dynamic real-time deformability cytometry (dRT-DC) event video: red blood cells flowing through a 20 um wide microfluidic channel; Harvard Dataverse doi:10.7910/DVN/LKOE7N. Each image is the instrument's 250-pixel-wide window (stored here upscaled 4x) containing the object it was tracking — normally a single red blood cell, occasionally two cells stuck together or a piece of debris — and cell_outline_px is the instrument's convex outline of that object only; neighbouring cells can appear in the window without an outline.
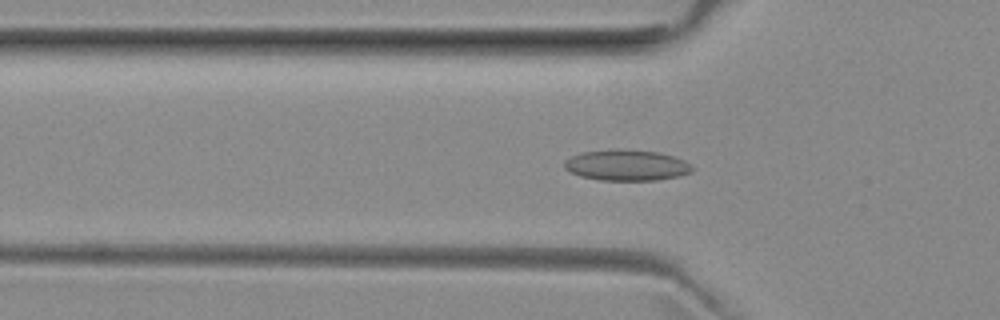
{"species": "common noctule bat (a hibernating species)", "species_latin": "Nyctalus noctula", "temperature_condition": "room temperature", "stored_images_in_passage": 25, "camera_frame_rate_fps": 3000, "um_per_image_px": 0.085, "animal": {"sex": "female", "body_mass_g": 29.2, "forearm_length_mm": 56.3}, "frame": {"image": 1, "passage_image": 16, "time_ms": 5.0, "image_size_px": [1000, 320], "cell_outline_px": [[692, 172], [680, 176], [656, 180], [600, 180], [580, 176], [564, 168], [564, 160], [580, 152], [616, 148], [656, 152], [672, 156], [684, 160], [692, 164]], "centroid_in_image_um": [53.25, 14.03], "position_along_channel_um": 72.6, "area_um2": 23.12}}
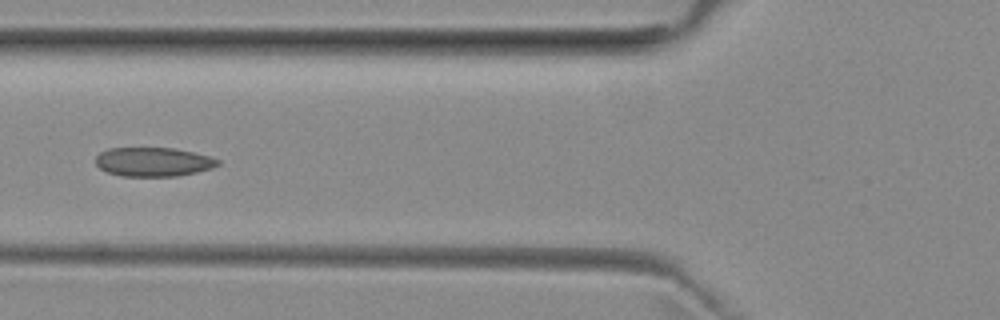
{"frame": {"image": 2, "passage_image": 19, "time_ms": 6.0, "image_size_px": [1000, 320], "cell_outline_px": [[220, 164], [212, 168], [196, 172], [176, 176], [120, 176], [108, 172], [100, 168], [96, 164], [96, 156], [100, 152], [108, 148], [176, 148], [208, 156], [220, 160]], "centroid_in_image_um": [13.02, 13.76], "position_along_channel_um": 112.8, "area_um2": 20.63}}
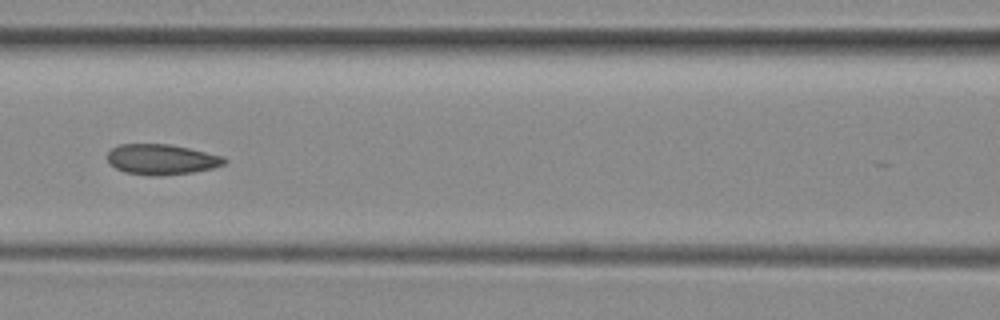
{"frame": {"image": 3, "passage_image": 22, "time_ms": 7.0, "image_size_px": [1000, 320], "cell_outline_px": [[228, 160], [224, 164], [212, 168], [192, 172], [160, 176], [148, 176], [124, 172], [116, 168], [108, 160], [108, 152], [112, 148], [120, 144], [168, 144], [188, 148], [224, 156]], "centroid_in_image_um": [13.74, 13.55], "position_along_channel_um": 152.9, "area_um2": 20.69}}